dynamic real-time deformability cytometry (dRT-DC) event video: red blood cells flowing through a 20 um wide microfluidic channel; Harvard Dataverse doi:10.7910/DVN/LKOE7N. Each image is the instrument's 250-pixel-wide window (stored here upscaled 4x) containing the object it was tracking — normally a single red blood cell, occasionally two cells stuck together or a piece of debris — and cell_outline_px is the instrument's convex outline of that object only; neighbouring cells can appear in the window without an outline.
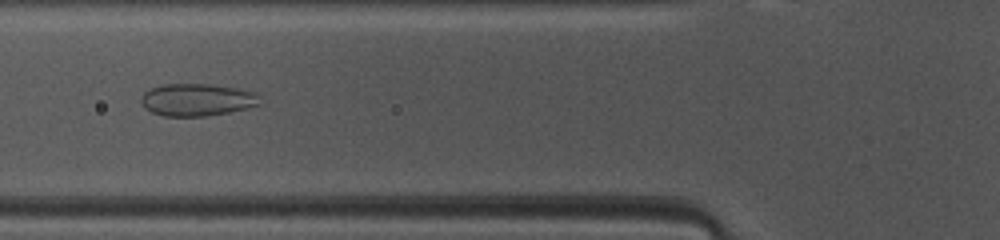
{"species": "common noctule bat (a hibernating species)", "species_latin": "Nyctalus noctula", "temperature_condition": "warm", "stored_images_in_passage": 39, "camera_frame_rate_fps": 3000, "um_per_image_px": 0.085, "animal": {"sex": "female", "body_mass_g": 10.0, "forearm_length_mm": 53.1}, "frame": {"image": 1, "passage_image": 8, "time_ms": 2.333, "image_size_px": [1000, 240], "cell_outline_px": [[260, 104], [248, 108], [208, 116], [164, 116], [152, 112], [144, 108], [140, 100], [144, 92], [152, 88], [164, 84], [212, 84], [260, 92]], "centroid_in_image_um": [16.79, 8.48], "position_along_channel_um": 109.0, "area_um2": 22.6}}
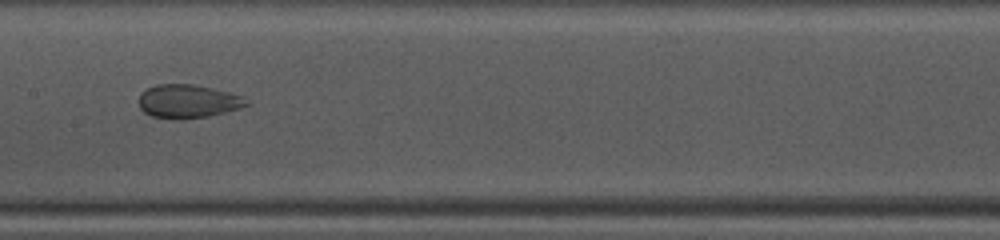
{"frame": {"image": 2, "passage_image": 14, "time_ms": 4.333, "image_size_px": [1000, 240], "cell_outline_px": [[252, 104], [240, 108], [208, 116], [180, 120], [152, 116], [144, 112], [140, 108], [140, 92], [156, 84], [196, 84], [244, 96]], "centroid_in_image_um": [16.0, 8.61], "position_along_channel_um": 191.4, "area_um2": 21.15}}
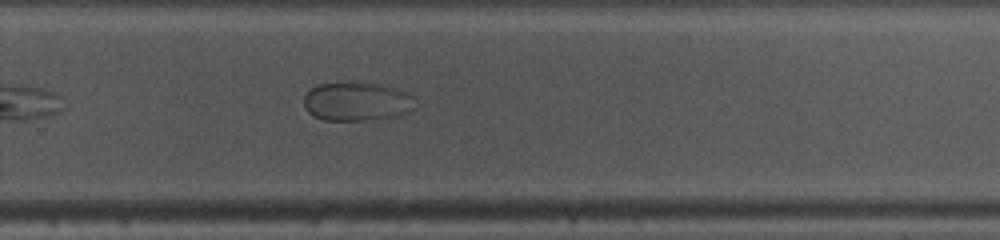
{"frame": {"image": 3, "passage_image": 22, "time_ms": 7.0, "image_size_px": [1000, 240], "cell_outline_px": [[416, 108], [396, 116], [364, 120], [324, 120], [312, 116], [304, 108], [304, 96], [312, 88], [320, 84], [344, 80], [360, 80], [380, 84], [396, 88], [408, 92], [416, 96]], "centroid_in_image_um": [30.36, 8.58], "position_along_channel_um": 299.4, "area_um2": 26.07}}